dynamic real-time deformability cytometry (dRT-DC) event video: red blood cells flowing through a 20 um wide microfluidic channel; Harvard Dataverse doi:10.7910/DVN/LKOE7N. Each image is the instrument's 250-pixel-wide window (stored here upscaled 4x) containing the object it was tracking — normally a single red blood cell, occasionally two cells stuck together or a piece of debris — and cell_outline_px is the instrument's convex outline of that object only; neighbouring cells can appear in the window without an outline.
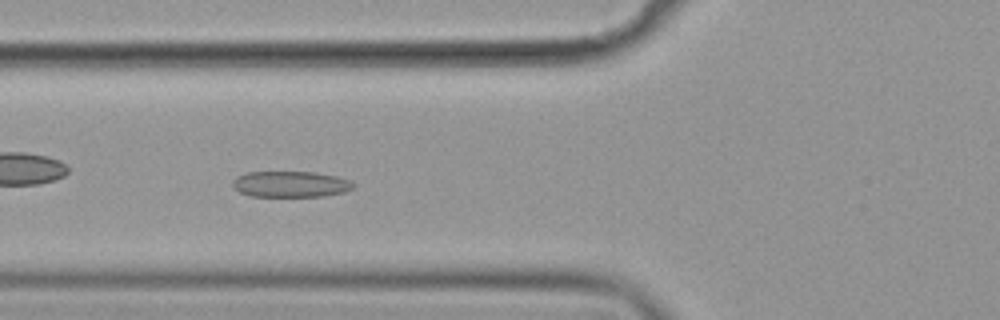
{"species": "common noctule bat (a hibernating species)", "species_latin": "Nyctalus noctula", "temperature_condition": "cold", "stored_images_in_passage": 51, "camera_frame_rate_fps": 3000, "um_per_image_px": 0.085, "animal": {"sex": "female", "body_mass_g": 19.9}, "frame": {"image": 1, "passage_image": 16, "time_ms": 5.0, "image_size_px": [1000, 320], "cell_outline_px": [[356, 184], [352, 188], [344, 192], [324, 196], [252, 196], [240, 192], [232, 184], [232, 180], [236, 176], [248, 172], [316, 172], [336, 176], [348, 180]], "centroid_in_image_um": [24.7, 15.65], "position_along_channel_um": 101.1, "area_um2": 18.21}}
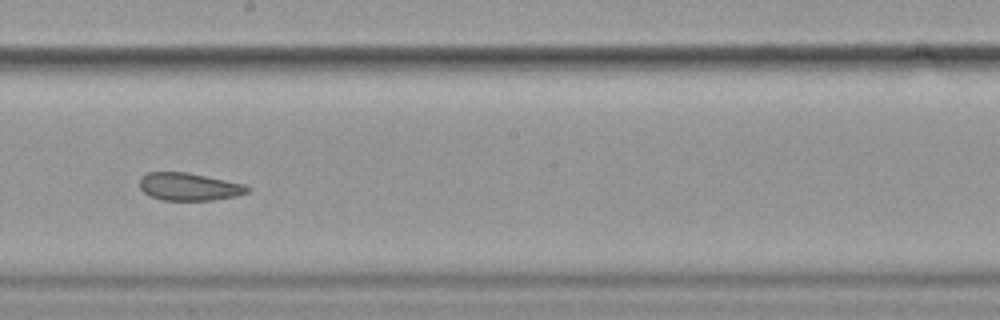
{"frame": {"image": 2, "passage_image": 27, "time_ms": 8.667, "image_size_px": [1000, 320], "cell_outline_px": [[252, 188], [248, 192], [236, 196], [212, 200], [164, 200], [152, 196], [144, 192], [140, 188], [140, 176], [148, 172], [188, 172], [244, 184]], "centroid_in_image_um": [16.08, 15.86], "position_along_channel_um": 232.1, "area_um2": 17.34}}
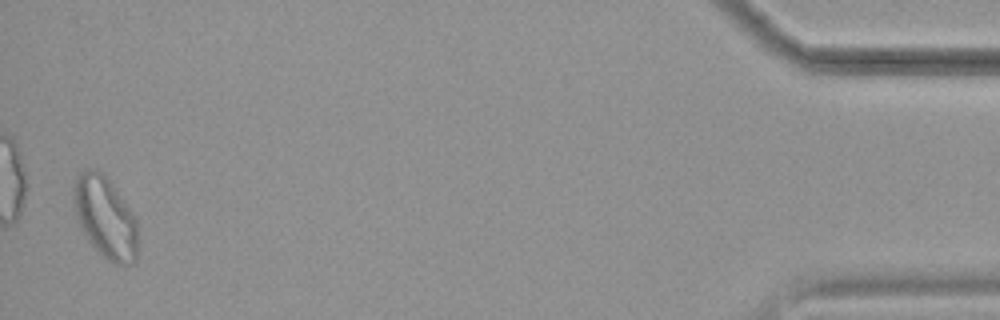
{"frame": {"image": 3, "passage_image": 50, "time_ms": 16.333, "image_size_px": [1000, 320], "cell_outline_px": [[140, 248], [136, 260], [132, 264], [112, 264], [100, 256], [88, 240], [76, 216], [72, 192], [76, 176], [80, 172], [88, 168], [96, 168], [104, 172], [132, 212], [136, 220]], "centroid_in_image_um": [8.97, 18.5], "position_along_channel_um": 426.2, "area_um2": 31.21}, "authors_computed_cell_mechanics": {"area_um2": 19.9988, "velocity_mm_per_s": 3.5708, "shape_relaxation_time_tau1_ms": null, "shape_relaxation_time_tau2_ms": 2.6526, "deformation_change_tau1": null, "deformation_change_tau2": 0.0882}}